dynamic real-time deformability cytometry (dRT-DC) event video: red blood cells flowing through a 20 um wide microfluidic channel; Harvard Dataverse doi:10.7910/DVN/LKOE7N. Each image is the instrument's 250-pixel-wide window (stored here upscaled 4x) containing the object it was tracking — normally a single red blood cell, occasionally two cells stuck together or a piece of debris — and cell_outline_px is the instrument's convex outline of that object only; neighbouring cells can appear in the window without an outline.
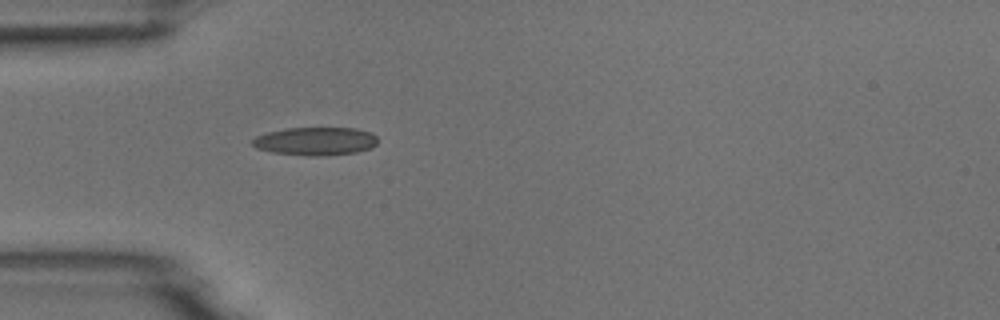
{"species": "common noctule bat (a hibernating species)", "species_latin": "Nyctalus noctula", "temperature_condition": "room temperature", "stored_images_in_passage": 1, "camera_frame_rate_fps": 3000, "um_per_image_px": 0.085, "animal": {"sex": "male", "body_mass_g": 18.8}, "frame": {"image": 1, "passage_image": 1, "time_ms": 0.0, "image_size_px": [1000, 320], "cell_outline_px": [[376, 144], [372, 148], [356, 152], [328, 156], [308, 156], [272, 152], [256, 148], [252, 144], [252, 140], [256, 136], [268, 132], [288, 128], [356, 128], [372, 132], [376, 136]], "centroid_in_image_um": [26.84, 12.01], "position_along_channel_um": 58.2, "area_um2": 20.69}}